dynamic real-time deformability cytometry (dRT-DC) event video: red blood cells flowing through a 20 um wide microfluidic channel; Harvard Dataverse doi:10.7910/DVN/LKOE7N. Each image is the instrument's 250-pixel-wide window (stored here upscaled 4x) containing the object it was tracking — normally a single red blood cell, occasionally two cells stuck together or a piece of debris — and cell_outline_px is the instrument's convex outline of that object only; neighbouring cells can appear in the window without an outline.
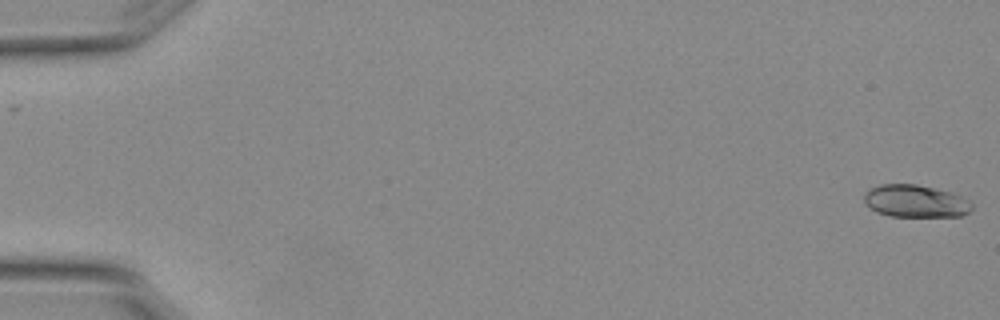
{"species": "Egyptian fruit bat (a non-hibernating species)", "species_latin": "Rousettus aegyptiacus", "temperature_condition": "warm", "stored_images_in_passage": 4, "camera_frame_rate_fps": 3000, "um_per_image_px": 0.085, "animal": {"sex": "female"}, "frame": {"image": 1, "passage_image": 1, "time_ms": 0.0, "image_size_px": [1000, 320], "cell_outline_px": [[972, 208], [968, 212], [960, 216], [892, 216], [876, 212], [864, 204], [864, 196], [872, 188], [880, 184], [916, 184], [948, 192], [960, 196], [968, 200], [972, 204]], "centroid_in_image_um": [77.79, 17.1], "position_along_channel_um": 7.2, "area_um2": 20.06}}
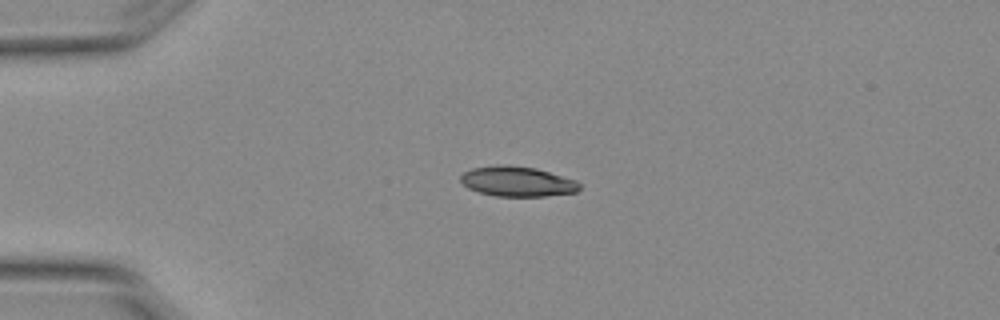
{"frame": {"image": 2, "passage_image": 4, "time_ms": 1.0, "image_size_px": [1000, 320], "cell_outline_px": [[580, 188], [576, 192], [544, 196], [496, 196], [480, 192], [468, 188], [460, 180], [460, 176], [464, 172], [472, 168], [496, 164], [508, 164], [536, 168], [576, 180], [580, 184]], "centroid_in_image_um": [43.96, 15.41], "position_along_channel_um": 41.0, "area_um2": 20.87}}